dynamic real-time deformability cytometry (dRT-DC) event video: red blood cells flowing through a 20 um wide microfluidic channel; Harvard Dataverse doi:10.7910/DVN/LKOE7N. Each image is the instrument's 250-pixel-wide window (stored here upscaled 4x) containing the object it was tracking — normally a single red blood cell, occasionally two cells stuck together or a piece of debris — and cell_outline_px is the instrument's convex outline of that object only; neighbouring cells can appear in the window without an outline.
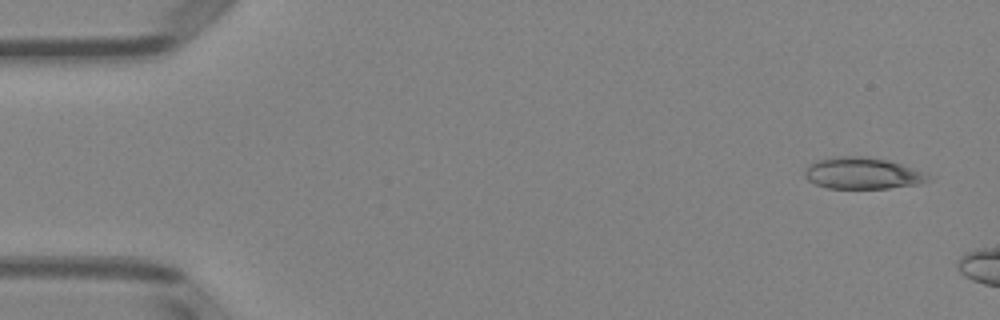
{"species": "Egyptian fruit bat (a non-hibernating species)", "species_latin": "Rousettus aegyptiacus", "temperature_condition": "room temperature", "stored_images_in_passage": 3, "camera_frame_rate_fps": 3000, "um_per_image_px": 0.085, "animal": {"sex": "female"}, "frame": {"image": 1, "passage_image": 1, "time_ms": 0.0, "image_size_px": [1000, 320], "cell_outline_px": [[936, 176], [924, 184], [888, 188], [828, 188], [816, 184], [808, 180], [804, 176], [804, 172], [808, 164], [816, 160], [832, 156], [868, 156], [888, 160]], "centroid_in_image_um": [73.35, 14.72], "position_along_channel_um": 11.6, "area_um2": 23.12}}